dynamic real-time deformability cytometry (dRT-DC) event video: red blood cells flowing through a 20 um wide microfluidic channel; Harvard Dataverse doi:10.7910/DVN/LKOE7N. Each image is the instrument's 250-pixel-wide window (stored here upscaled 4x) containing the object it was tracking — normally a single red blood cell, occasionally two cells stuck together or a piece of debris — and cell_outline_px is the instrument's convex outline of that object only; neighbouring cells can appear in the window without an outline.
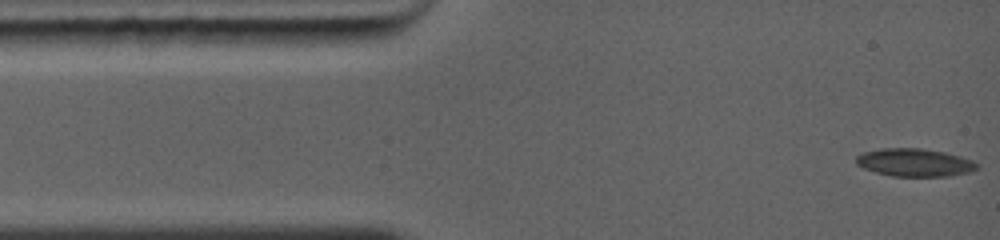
{"species": "common noctule bat (a hibernating species)", "species_latin": "Nyctalus noctula", "temperature_condition": "warm", "stored_images_in_passage": 22, "camera_frame_rate_fps": 5000, "um_per_image_px": 0.085, "animal": {"sex": "female", "body_mass_g": 19.0, "forearm_length_mm": 56.7}, "frame": {"image": 1, "passage_image": 1, "time_ms": 0.0, "image_size_px": [1000, 240], "cell_outline_px": [[980, 168], [968, 172], [948, 176], [892, 176], [876, 172], [864, 168], [856, 164], [856, 156], [860, 152], [880, 148], [920, 148], [944, 152], [960, 156], [972, 160]], "centroid_in_image_um": [77.7, 13.8], "position_along_channel_um": 7.3, "area_um2": 19.65}}
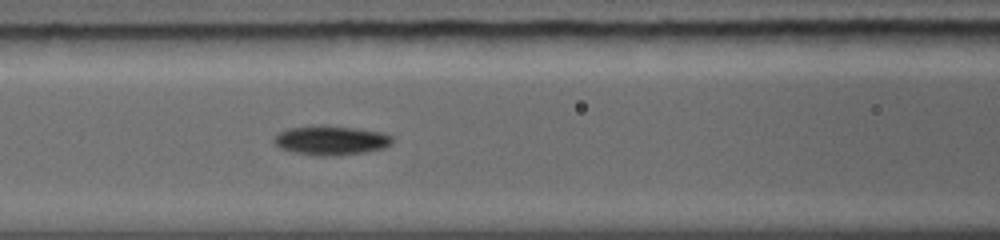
{"frame": {"image": 2, "passage_image": 19, "time_ms": 4.6, "image_size_px": [1000, 240], "cell_outline_px": [[392, 144], [384, 148], [368, 152], [332, 156], [316, 156], [292, 152], [280, 148], [272, 140], [280, 132], [292, 128], [352, 128], [380, 132], [392, 136]], "centroid_in_image_um": [28.17, 11.99], "position_along_channel_um": 138.4, "area_um2": 19.36}}
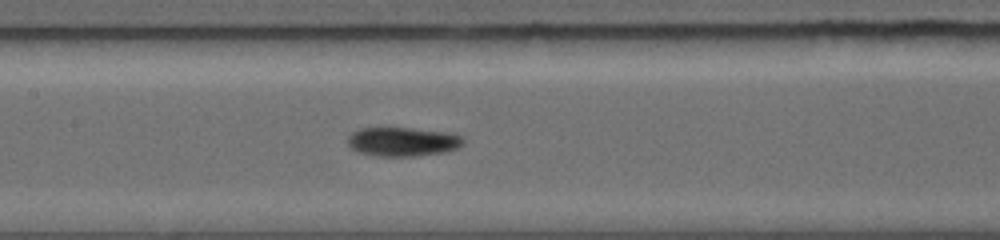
{"frame": {"image": 3, "passage_image": 22, "time_ms": 5.4, "image_size_px": [1000, 240], "cell_outline_px": [[464, 144], [460, 148], [448, 152], [416, 156], [376, 156], [356, 152], [344, 140], [352, 132], [364, 128], [408, 128], [444, 132], [464, 136]], "centroid_in_image_um": [34.24, 12.06], "position_along_channel_um": 173.2, "area_um2": 19.83}}